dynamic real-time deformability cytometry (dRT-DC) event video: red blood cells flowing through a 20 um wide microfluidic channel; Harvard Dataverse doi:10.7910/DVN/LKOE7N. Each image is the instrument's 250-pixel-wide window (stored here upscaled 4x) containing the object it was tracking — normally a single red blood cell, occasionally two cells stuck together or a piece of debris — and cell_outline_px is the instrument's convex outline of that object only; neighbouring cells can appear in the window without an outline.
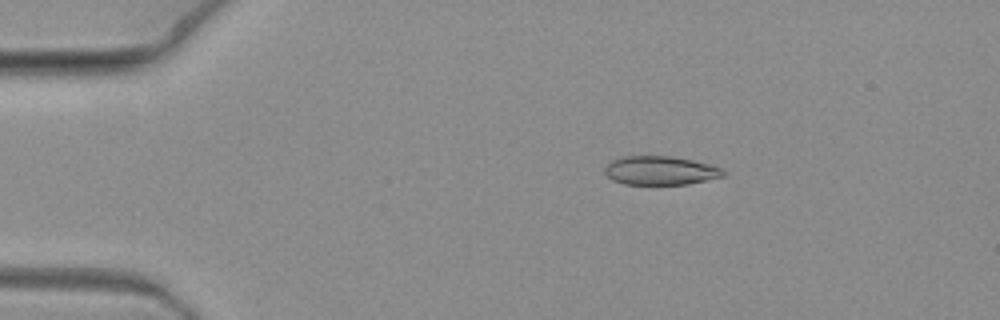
{"species": "common noctule bat (a hibernating species)", "species_latin": "Nyctalus noctula", "temperature_condition": "warm", "stored_images_in_passage": 4, "camera_frame_rate_fps": 3000, "um_per_image_px": 0.085, "animal": {"sex": "female", "body_mass_g": 19.3, "forearm_length_mm": 54.1}, "frame": {"image": 1, "passage_image": 2, "time_ms": 0.333, "image_size_px": [1000, 320], "cell_outline_px": [[724, 176], [688, 184], [624, 184], [612, 180], [604, 172], [604, 168], [612, 160], [620, 156], [672, 156], [692, 160], [708, 164], [720, 168], [724, 172]], "centroid_in_image_um": [56.09, 14.49], "position_along_channel_um": 28.9, "area_um2": 19.77}}